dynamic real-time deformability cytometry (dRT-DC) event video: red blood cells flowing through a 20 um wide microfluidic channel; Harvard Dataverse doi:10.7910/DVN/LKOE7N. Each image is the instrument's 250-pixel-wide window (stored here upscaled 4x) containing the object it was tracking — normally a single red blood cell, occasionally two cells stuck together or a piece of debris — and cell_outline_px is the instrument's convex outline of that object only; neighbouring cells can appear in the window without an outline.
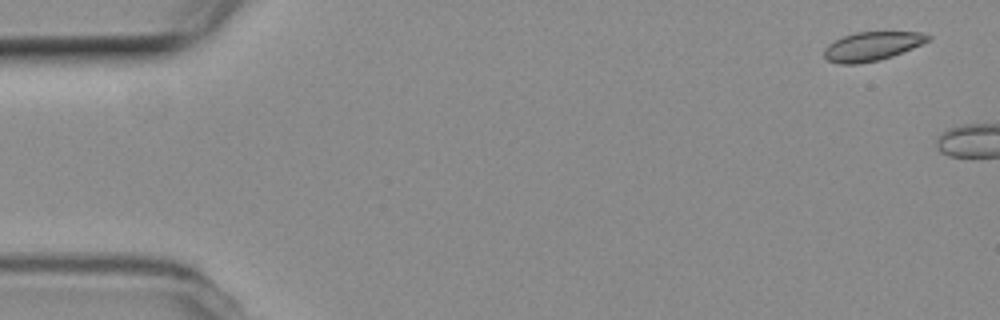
{"species": "common noctule bat (a hibernating species)", "species_latin": "Nyctalus noctula", "temperature_condition": "room temperature", "stored_images_in_passage": 3, "camera_frame_rate_fps": 3000, "um_per_image_px": 0.085, "animal": {"sex": "female", "body_mass_g": 19.3, "forearm_length_mm": 54.1}, "frame": {"image": 1, "passage_image": 1, "time_ms": 0.0, "image_size_px": [1000, 320], "cell_outline_px": [[932, 36], [928, 40], [912, 48], [892, 56], [880, 60], [856, 64], [840, 64], [828, 60], [824, 56], [824, 48], [828, 44], [844, 36], [856, 32], [920, 32]], "centroid_in_image_um": [74.1, 3.93], "position_along_channel_um": 10.9, "area_um2": 17.28}}